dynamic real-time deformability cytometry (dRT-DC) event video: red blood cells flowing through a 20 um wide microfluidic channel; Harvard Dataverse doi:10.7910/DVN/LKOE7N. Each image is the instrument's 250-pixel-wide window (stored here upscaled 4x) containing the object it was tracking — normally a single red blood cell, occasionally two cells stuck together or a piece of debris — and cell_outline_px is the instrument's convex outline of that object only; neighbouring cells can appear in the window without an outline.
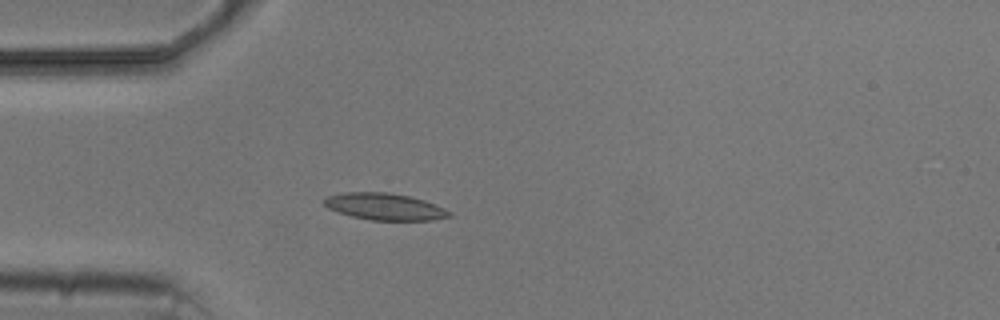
{"species": "common noctule bat (a hibernating species)", "species_latin": "Nyctalus noctula", "temperature_condition": "cold", "stored_images_in_passage": 1, "camera_frame_rate_fps": 3000, "um_per_image_px": 0.085, "animal": {"sex": "male", "body_mass_g": 20.5, "forearm_length_mm": 52.5}, "frame": {"image": 1, "passage_image": 1, "time_ms": 0.0, "image_size_px": [1000, 320], "cell_outline_px": [[452, 216], [432, 220], [368, 220], [352, 216], [328, 208], [324, 204], [324, 200], [328, 196], [344, 192], [388, 192], [408, 196], [424, 200], [436, 204], [452, 212]], "centroid_in_image_um": [32.73, 17.56], "position_along_channel_um": 52.3, "area_um2": 19.48}}